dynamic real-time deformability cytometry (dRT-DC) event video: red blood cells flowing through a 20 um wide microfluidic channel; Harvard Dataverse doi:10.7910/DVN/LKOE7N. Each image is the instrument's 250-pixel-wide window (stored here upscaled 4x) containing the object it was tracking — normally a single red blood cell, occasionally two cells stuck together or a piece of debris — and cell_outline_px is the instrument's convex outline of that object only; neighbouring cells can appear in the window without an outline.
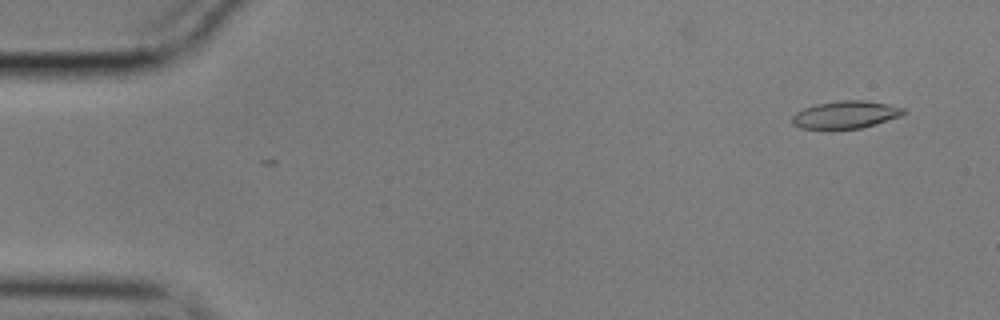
{"species": "common noctule bat (a hibernating species)", "species_latin": "Nyctalus noctula", "temperature_condition": "cold", "stored_images_in_passage": 55, "camera_frame_rate_fps": 3000, "um_per_image_px": 0.085, "animal": {"sex": "male", "body_mass_g": 17.9}, "frame": {"image": 1, "passage_image": 4, "time_ms": 1.0, "image_size_px": [1000, 320], "cell_outline_px": [[908, 112], [900, 116], [876, 124], [860, 128], [828, 132], [800, 128], [792, 124], [792, 116], [796, 112], [804, 108], [816, 104], [840, 100], [864, 100], [888, 104], [904, 108]], "centroid_in_image_um": [71.83, 9.79], "position_along_channel_um": 13.2, "area_um2": 18.61}}
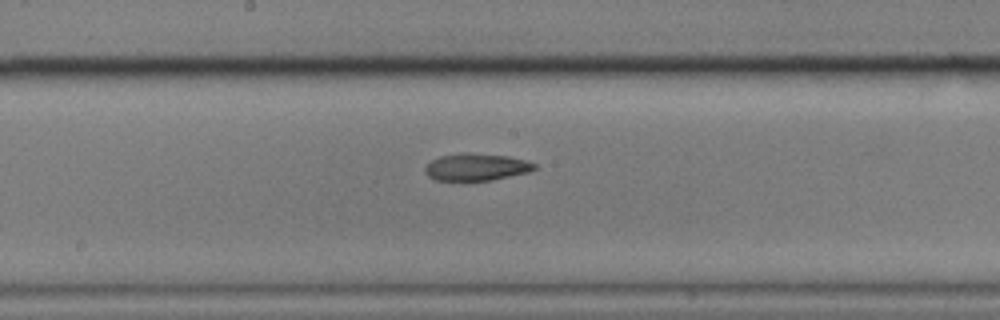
{"frame": {"image": 2, "passage_image": 30, "time_ms": 9.667, "image_size_px": [1000, 320], "cell_outline_px": [[536, 168], [528, 172], [492, 180], [436, 180], [428, 176], [424, 172], [424, 168], [432, 160], [440, 156], [464, 152], [508, 156], [524, 160], [536, 164]], "centroid_in_image_um": [40.47, 14.19], "position_along_channel_um": 207.7, "area_um2": 17.17}}
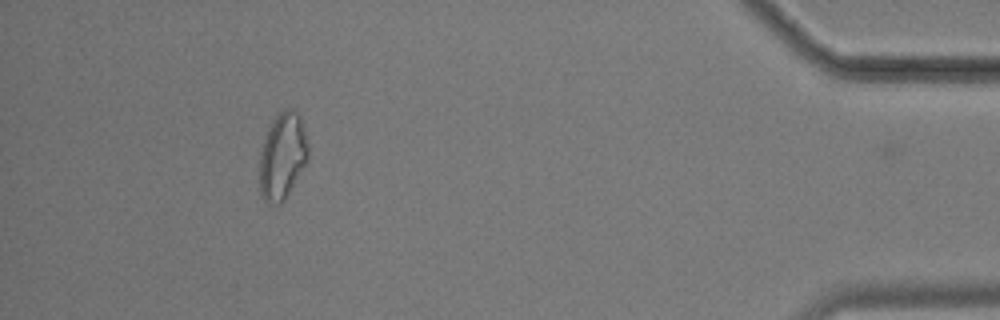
{"frame": {"image": 3, "passage_image": 52, "time_ms": 17.0, "image_size_px": [1000, 320], "cell_outline_px": [[308, 160], [284, 200], [280, 204], [268, 204], [264, 200], [260, 192], [260, 152], [264, 136], [268, 128], [276, 116], [284, 108], [292, 108], [300, 116], [308, 144]], "centroid_in_image_um": [24.0, 13.26], "position_along_channel_um": 411.2, "area_um2": 24.51}, "authors_computed_cell_mechanics": {"area_um2": 18.207, "velocity_mm_per_s": 3.5567, "shape_relaxation_time_tau1_ms": null, "shape_relaxation_time_tau2_ms": 7.61, "deformation_change_tau1": null, "deformation_change_tau2": 0.1662}}